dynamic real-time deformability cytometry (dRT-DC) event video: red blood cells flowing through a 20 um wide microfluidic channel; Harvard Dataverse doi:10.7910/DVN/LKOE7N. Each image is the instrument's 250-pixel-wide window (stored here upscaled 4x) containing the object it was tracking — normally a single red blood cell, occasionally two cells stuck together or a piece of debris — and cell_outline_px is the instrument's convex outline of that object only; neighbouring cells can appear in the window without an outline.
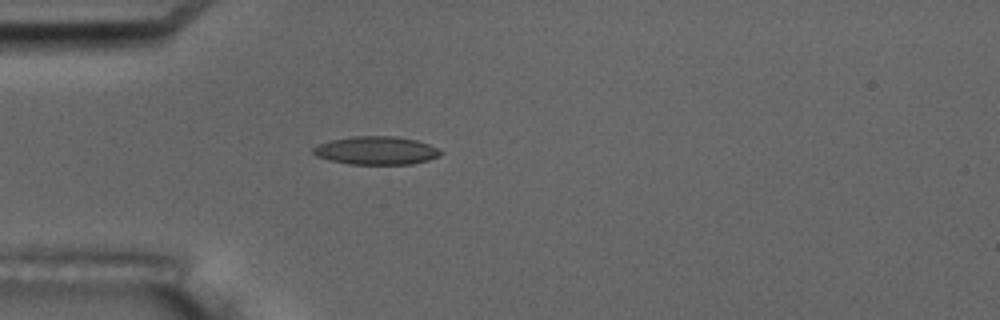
{"species": "common noctule bat (a hibernating species)", "species_latin": "Nyctalus noctula", "temperature_condition": "room temperature", "stored_images_in_passage": 3, "camera_frame_rate_fps": 3000, "um_per_image_px": 0.085, "animal": {"sex": "male", "body_mass_g": 17.5, "forearm_length_mm": 52.3}, "frame": {"image": 1, "passage_image": 3, "time_ms": 3.0, "image_size_px": [1000, 320], "cell_outline_px": [[444, 152], [440, 156], [428, 160], [412, 164], [348, 164], [328, 160], [316, 156], [312, 152], [312, 148], [320, 144], [332, 140], [352, 136], [396, 136], [416, 140], [428, 144]], "centroid_in_image_um": [31.98, 12.8], "position_along_channel_um": 53.0, "area_um2": 20.98}}